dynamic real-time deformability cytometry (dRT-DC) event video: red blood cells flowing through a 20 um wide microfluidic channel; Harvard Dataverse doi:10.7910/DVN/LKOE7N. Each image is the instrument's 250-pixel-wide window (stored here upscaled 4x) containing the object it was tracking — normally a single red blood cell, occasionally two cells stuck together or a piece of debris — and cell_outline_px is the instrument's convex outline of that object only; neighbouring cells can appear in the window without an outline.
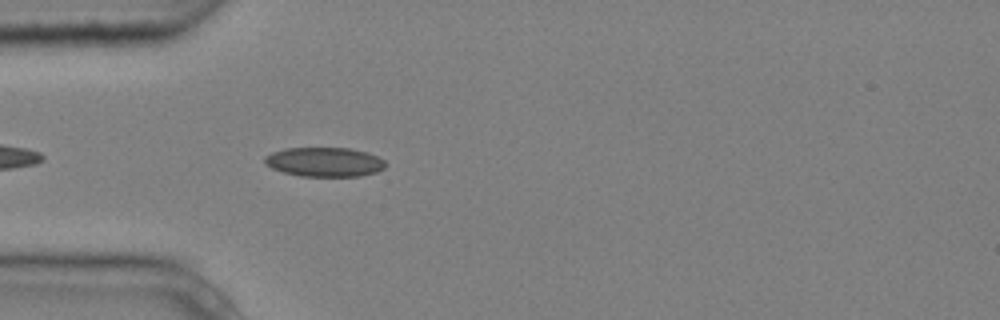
{"species": "common noctule bat (a hibernating species)", "species_latin": "Nyctalus noctula", "temperature_condition": "cold", "stored_images_in_passage": 4, "camera_frame_rate_fps": 3000, "um_per_image_px": 0.085, "animal": {"sex": "male", "body_mass_g": 20.4}, "frame": {"image": 1, "passage_image": 4, "time_ms": 1.0, "image_size_px": [1000, 320], "cell_outline_px": [[388, 164], [384, 168], [376, 172], [360, 176], [300, 176], [284, 172], [272, 168], [264, 164], [264, 156], [272, 152], [284, 148], [348, 148], [368, 152], [384, 160]], "centroid_in_image_um": [27.58, 13.76], "position_along_channel_um": 57.4, "area_um2": 20.75}}